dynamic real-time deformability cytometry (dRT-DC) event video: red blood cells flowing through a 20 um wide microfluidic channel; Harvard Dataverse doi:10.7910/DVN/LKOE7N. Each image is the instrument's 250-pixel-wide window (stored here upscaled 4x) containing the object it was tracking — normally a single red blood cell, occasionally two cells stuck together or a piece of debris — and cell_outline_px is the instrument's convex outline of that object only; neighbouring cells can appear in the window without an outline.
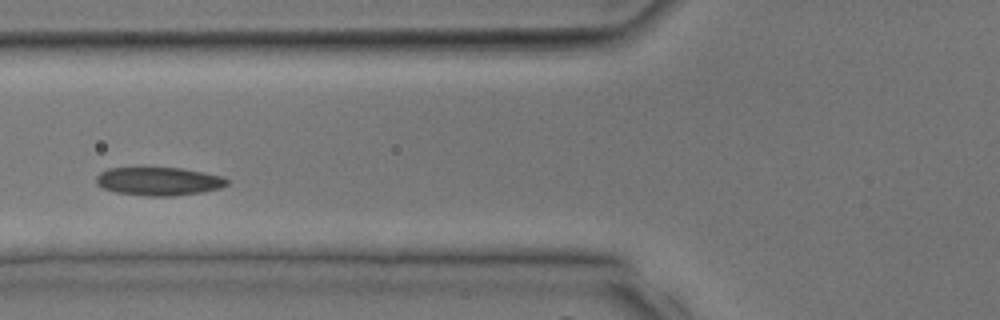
{"species": "common noctule bat (a hibernating species)", "species_latin": "Nyctalus noctula", "temperature_condition": "room temperature", "stored_images_in_passage": 37, "camera_frame_rate_fps": 3000, "um_per_image_px": 0.085, "animal": {"sex": "male", "body_mass_g": 17.9, "forearm_length_mm": 54.2}, "frame": {"image": 1, "passage_image": 16, "time_ms": 5.0, "image_size_px": [1000, 320], "cell_outline_px": [[228, 184], [220, 188], [200, 192], [172, 196], [148, 196], [116, 192], [104, 188], [96, 184], [96, 176], [100, 172], [108, 168], [144, 164], [180, 168], [220, 176], [228, 180]], "centroid_in_image_um": [13.39, 15.35], "position_along_channel_um": 112.4, "area_um2": 22.31}}
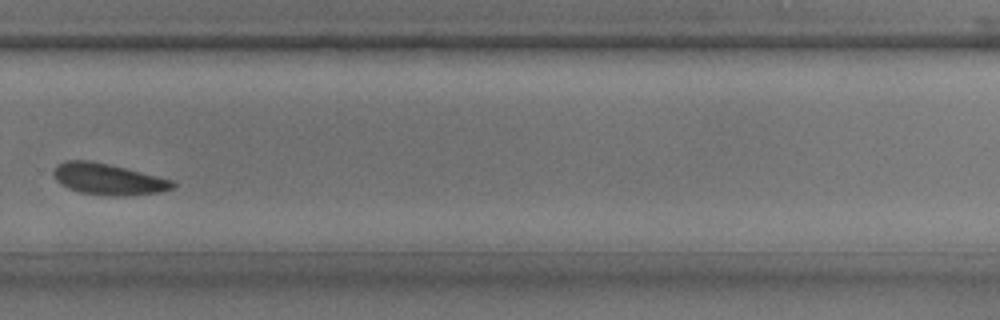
{"frame": {"image": 2, "passage_image": 27, "time_ms": 8.667, "image_size_px": [1000, 320], "cell_outline_px": [[176, 184], [172, 188], [164, 192], [116, 196], [112, 196], [80, 192], [68, 188], [60, 184], [56, 180], [52, 172], [56, 164], [64, 160], [88, 160], [108, 164], [172, 180]], "centroid_in_image_um": [9.14, 15.22], "position_along_channel_um": 320.7, "area_um2": 21.56}}
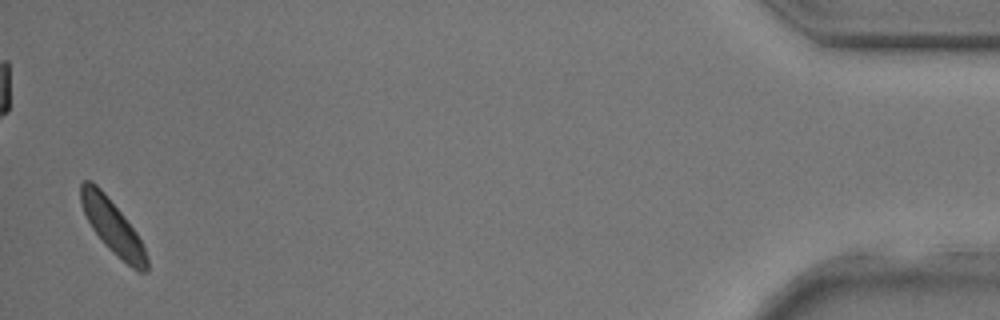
{"frame": {"image": 3, "passage_image": 37, "time_ms": 12.0, "image_size_px": [1000, 320], "cell_outline_px": [[148, 272], [136, 272], [112, 252], [104, 244], [92, 228], [80, 204], [80, 184], [84, 180], [92, 180], [104, 192], [124, 216], [136, 232], [144, 248], [148, 260]], "centroid_in_image_um": [9.56, 19.28], "position_along_channel_um": 425.6, "area_um2": 20.63}}